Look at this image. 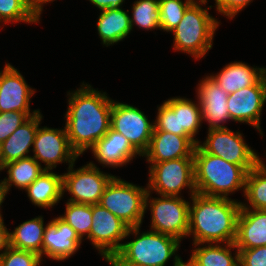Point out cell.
<instances>
[{
	"label": "cell",
	"instance_id": "obj_16",
	"mask_svg": "<svg viewBox=\"0 0 266 266\" xmlns=\"http://www.w3.org/2000/svg\"><path fill=\"white\" fill-rule=\"evenodd\" d=\"M35 89H32L21 73L10 63L5 64L0 71V112L20 111L32 117L40 112H30L31 97Z\"/></svg>",
	"mask_w": 266,
	"mask_h": 266
},
{
	"label": "cell",
	"instance_id": "obj_5",
	"mask_svg": "<svg viewBox=\"0 0 266 266\" xmlns=\"http://www.w3.org/2000/svg\"><path fill=\"white\" fill-rule=\"evenodd\" d=\"M140 227L128 229L126 238L133 234L136 239L123 243L117 252L124 260L143 266H165L174 256L173 266H180L183 263L182 258L176 254L181 241L152 230L140 234Z\"/></svg>",
	"mask_w": 266,
	"mask_h": 266
},
{
	"label": "cell",
	"instance_id": "obj_36",
	"mask_svg": "<svg viewBox=\"0 0 266 266\" xmlns=\"http://www.w3.org/2000/svg\"><path fill=\"white\" fill-rule=\"evenodd\" d=\"M238 250L239 266H266V246Z\"/></svg>",
	"mask_w": 266,
	"mask_h": 266
},
{
	"label": "cell",
	"instance_id": "obj_26",
	"mask_svg": "<svg viewBox=\"0 0 266 266\" xmlns=\"http://www.w3.org/2000/svg\"><path fill=\"white\" fill-rule=\"evenodd\" d=\"M200 243L193 244L190 259L186 262L189 266H239V250L233 243H207L200 247ZM197 247V248H196ZM231 249H235V257Z\"/></svg>",
	"mask_w": 266,
	"mask_h": 266
},
{
	"label": "cell",
	"instance_id": "obj_2",
	"mask_svg": "<svg viewBox=\"0 0 266 266\" xmlns=\"http://www.w3.org/2000/svg\"><path fill=\"white\" fill-rule=\"evenodd\" d=\"M190 197L192 203L189 207L187 236H193V244L233 243L241 202L199 193Z\"/></svg>",
	"mask_w": 266,
	"mask_h": 266
},
{
	"label": "cell",
	"instance_id": "obj_40",
	"mask_svg": "<svg viewBox=\"0 0 266 266\" xmlns=\"http://www.w3.org/2000/svg\"><path fill=\"white\" fill-rule=\"evenodd\" d=\"M105 261L111 266H143L124 260L118 253L108 256Z\"/></svg>",
	"mask_w": 266,
	"mask_h": 266
},
{
	"label": "cell",
	"instance_id": "obj_33",
	"mask_svg": "<svg viewBox=\"0 0 266 266\" xmlns=\"http://www.w3.org/2000/svg\"><path fill=\"white\" fill-rule=\"evenodd\" d=\"M195 0H159L160 30L171 32Z\"/></svg>",
	"mask_w": 266,
	"mask_h": 266
},
{
	"label": "cell",
	"instance_id": "obj_19",
	"mask_svg": "<svg viewBox=\"0 0 266 266\" xmlns=\"http://www.w3.org/2000/svg\"><path fill=\"white\" fill-rule=\"evenodd\" d=\"M81 243L75 230L60 217H55L47 223L44 230L43 255L64 261L78 251Z\"/></svg>",
	"mask_w": 266,
	"mask_h": 266
},
{
	"label": "cell",
	"instance_id": "obj_13",
	"mask_svg": "<svg viewBox=\"0 0 266 266\" xmlns=\"http://www.w3.org/2000/svg\"><path fill=\"white\" fill-rule=\"evenodd\" d=\"M92 226L88 238L94 248L106 259L117 253L129 229V226L100 204L92 205Z\"/></svg>",
	"mask_w": 266,
	"mask_h": 266
},
{
	"label": "cell",
	"instance_id": "obj_31",
	"mask_svg": "<svg viewBox=\"0 0 266 266\" xmlns=\"http://www.w3.org/2000/svg\"><path fill=\"white\" fill-rule=\"evenodd\" d=\"M68 223L81 240L89 237L92 226V205L79 204L67 201L64 215L59 216Z\"/></svg>",
	"mask_w": 266,
	"mask_h": 266
},
{
	"label": "cell",
	"instance_id": "obj_21",
	"mask_svg": "<svg viewBox=\"0 0 266 266\" xmlns=\"http://www.w3.org/2000/svg\"><path fill=\"white\" fill-rule=\"evenodd\" d=\"M234 244L237 249L266 246V210L240 208Z\"/></svg>",
	"mask_w": 266,
	"mask_h": 266
},
{
	"label": "cell",
	"instance_id": "obj_35",
	"mask_svg": "<svg viewBox=\"0 0 266 266\" xmlns=\"http://www.w3.org/2000/svg\"><path fill=\"white\" fill-rule=\"evenodd\" d=\"M30 117L20 111L0 112V144Z\"/></svg>",
	"mask_w": 266,
	"mask_h": 266
},
{
	"label": "cell",
	"instance_id": "obj_23",
	"mask_svg": "<svg viewBox=\"0 0 266 266\" xmlns=\"http://www.w3.org/2000/svg\"><path fill=\"white\" fill-rule=\"evenodd\" d=\"M266 74V68L251 67L242 62H231L210 77L228 94L255 85Z\"/></svg>",
	"mask_w": 266,
	"mask_h": 266
},
{
	"label": "cell",
	"instance_id": "obj_3",
	"mask_svg": "<svg viewBox=\"0 0 266 266\" xmlns=\"http://www.w3.org/2000/svg\"><path fill=\"white\" fill-rule=\"evenodd\" d=\"M193 161L196 193L229 198L235 191L243 189L244 192L247 171L242 166L208 154L198 144Z\"/></svg>",
	"mask_w": 266,
	"mask_h": 266
},
{
	"label": "cell",
	"instance_id": "obj_41",
	"mask_svg": "<svg viewBox=\"0 0 266 266\" xmlns=\"http://www.w3.org/2000/svg\"><path fill=\"white\" fill-rule=\"evenodd\" d=\"M53 1L55 0H31V6H32L33 13L39 20H40V15L43 10V5L53 2Z\"/></svg>",
	"mask_w": 266,
	"mask_h": 266
},
{
	"label": "cell",
	"instance_id": "obj_20",
	"mask_svg": "<svg viewBox=\"0 0 266 266\" xmlns=\"http://www.w3.org/2000/svg\"><path fill=\"white\" fill-rule=\"evenodd\" d=\"M90 150L98 163L109 168L124 166L133 157L142 156L126 137L111 128Z\"/></svg>",
	"mask_w": 266,
	"mask_h": 266
},
{
	"label": "cell",
	"instance_id": "obj_6",
	"mask_svg": "<svg viewBox=\"0 0 266 266\" xmlns=\"http://www.w3.org/2000/svg\"><path fill=\"white\" fill-rule=\"evenodd\" d=\"M148 189L114 176L106 186L99 204L129 227L141 226Z\"/></svg>",
	"mask_w": 266,
	"mask_h": 266
},
{
	"label": "cell",
	"instance_id": "obj_14",
	"mask_svg": "<svg viewBox=\"0 0 266 266\" xmlns=\"http://www.w3.org/2000/svg\"><path fill=\"white\" fill-rule=\"evenodd\" d=\"M32 151V157L40 165L44 163L45 170H53L64 162L70 166L79 156L70 145L65 126L64 129L38 126Z\"/></svg>",
	"mask_w": 266,
	"mask_h": 266
},
{
	"label": "cell",
	"instance_id": "obj_22",
	"mask_svg": "<svg viewBox=\"0 0 266 266\" xmlns=\"http://www.w3.org/2000/svg\"><path fill=\"white\" fill-rule=\"evenodd\" d=\"M41 112L30 117L0 144V166L8 162L29 157L38 126L42 120Z\"/></svg>",
	"mask_w": 266,
	"mask_h": 266
},
{
	"label": "cell",
	"instance_id": "obj_43",
	"mask_svg": "<svg viewBox=\"0 0 266 266\" xmlns=\"http://www.w3.org/2000/svg\"><path fill=\"white\" fill-rule=\"evenodd\" d=\"M180 266H189L187 263L183 262Z\"/></svg>",
	"mask_w": 266,
	"mask_h": 266
},
{
	"label": "cell",
	"instance_id": "obj_11",
	"mask_svg": "<svg viewBox=\"0 0 266 266\" xmlns=\"http://www.w3.org/2000/svg\"><path fill=\"white\" fill-rule=\"evenodd\" d=\"M206 140L198 145L208 154L218 156L227 162L242 166L247 172L261 160L259 155L245 143L239 131L208 129Z\"/></svg>",
	"mask_w": 266,
	"mask_h": 266
},
{
	"label": "cell",
	"instance_id": "obj_1",
	"mask_svg": "<svg viewBox=\"0 0 266 266\" xmlns=\"http://www.w3.org/2000/svg\"><path fill=\"white\" fill-rule=\"evenodd\" d=\"M81 87L68 92L65 128L73 150L81 156L106 135L111 124L113 100L106 92L82 82Z\"/></svg>",
	"mask_w": 266,
	"mask_h": 266
},
{
	"label": "cell",
	"instance_id": "obj_12",
	"mask_svg": "<svg viewBox=\"0 0 266 266\" xmlns=\"http://www.w3.org/2000/svg\"><path fill=\"white\" fill-rule=\"evenodd\" d=\"M110 128L126 137L130 144L143 155L149 146L154 122L150 123L139 108L113 100Z\"/></svg>",
	"mask_w": 266,
	"mask_h": 266
},
{
	"label": "cell",
	"instance_id": "obj_8",
	"mask_svg": "<svg viewBox=\"0 0 266 266\" xmlns=\"http://www.w3.org/2000/svg\"><path fill=\"white\" fill-rule=\"evenodd\" d=\"M198 103L182 97H172L158 107L154 122V130H161L175 135H189L197 144L196 139L202 121V112ZM195 137V138H194Z\"/></svg>",
	"mask_w": 266,
	"mask_h": 266
},
{
	"label": "cell",
	"instance_id": "obj_32",
	"mask_svg": "<svg viewBox=\"0 0 266 266\" xmlns=\"http://www.w3.org/2000/svg\"><path fill=\"white\" fill-rule=\"evenodd\" d=\"M38 23L31 0H0V23ZM2 28V27H0Z\"/></svg>",
	"mask_w": 266,
	"mask_h": 266
},
{
	"label": "cell",
	"instance_id": "obj_28",
	"mask_svg": "<svg viewBox=\"0 0 266 266\" xmlns=\"http://www.w3.org/2000/svg\"><path fill=\"white\" fill-rule=\"evenodd\" d=\"M7 169V176L1 183L7 191L14 185L19 189H26L45 170L32 156L8 162L2 166Z\"/></svg>",
	"mask_w": 266,
	"mask_h": 266
},
{
	"label": "cell",
	"instance_id": "obj_17",
	"mask_svg": "<svg viewBox=\"0 0 266 266\" xmlns=\"http://www.w3.org/2000/svg\"><path fill=\"white\" fill-rule=\"evenodd\" d=\"M196 89L197 99L200 102L202 112V120L208 121V129H226L227 126L223 124L231 120L227 107L229 94L210 76L204 77Z\"/></svg>",
	"mask_w": 266,
	"mask_h": 266
},
{
	"label": "cell",
	"instance_id": "obj_38",
	"mask_svg": "<svg viewBox=\"0 0 266 266\" xmlns=\"http://www.w3.org/2000/svg\"><path fill=\"white\" fill-rule=\"evenodd\" d=\"M100 11L107 9H120L125 0H89Z\"/></svg>",
	"mask_w": 266,
	"mask_h": 266
},
{
	"label": "cell",
	"instance_id": "obj_30",
	"mask_svg": "<svg viewBox=\"0 0 266 266\" xmlns=\"http://www.w3.org/2000/svg\"><path fill=\"white\" fill-rule=\"evenodd\" d=\"M130 16L132 29L134 24L141 29H160L159 0H137L132 6Z\"/></svg>",
	"mask_w": 266,
	"mask_h": 266
},
{
	"label": "cell",
	"instance_id": "obj_34",
	"mask_svg": "<svg viewBox=\"0 0 266 266\" xmlns=\"http://www.w3.org/2000/svg\"><path fill=\"white\" fill-rule=\"evenodd\" d=\"M42 258L31 251L18 250L10 247L1 257V266H39Z\"/></svg>",
	"mask_w": 266,
	"mask_h": 266
},
{
	"label": "cell",
	"instance_id": "obj_9",
	"mask_svg": "<svg viewBox=\"0 0 266 266\" xmlns=\"http://www.w3.org/2000/svg\"><path fill=\"white\" fill-rule=\"evenodd\" d=\"M147 192L145 210H151V230L177 238L188 235L190 202L181 196L152 198ZM150 199V200H149ZM149 205V206H148Z\"/></svg>",
	"mask_w": 266,
	"mask_h": 266
},
{
	"label": "cell",
	"instance_id": "obj_39",
	"mask_svg": "<svg viewBox=\"0 0 266 266\" xmlns=\"http://www.w3.org/2000/svg\"><path fill=\"white\" fill-rule=\"evenodd\" d=\"M10 248V231L0 222V257Z\"/></svg>",
	"mask_w": 266,
	"mask_h": 266
},
{
	"label": "cell",
	"instance_id": "obj_24",
	"mask_svg": "<svg viewBox=\"0 0 266 266\" xmlns=\"http://www.w3.org/2000/svg\"><path fill=\"white\" fill-rule=\"evenodd\" d=\"M30 201L38 207L52 208L63 197L62 175L44 170L26 189Z\"/></svg>",
	"mask_w": 266,
	"mask_h": 266
},
{
	"label": "cell",
	"instance_id": "obj_37",
	"mask_svg": "<svg viewBox=\"0 0 266 266\" xmlns=\"http://www.w3.org/2000/svg\"><path fill=\"white\" fill-rule=\"evenodd\" d=\"M215 8L219 14L225 15L228 19H232L243 8L250 5L253 0H214Z\"/></svg>",
	"mask_w": 266,
	"mask_h": 266
},
{
	"label": "cell",
	"instance_id": "obj_42",
	"mask_svg": "<svg viewBox=\"0 0 266 266\" xmlns=\"http://www.w3.org/2000/svg\"><path fill=\"white\" fill-rule=\"evenodd\" d=\"M8 194V191L6 190V188L3 186V184L0 182V211H1V205L4 202V199L6 197V195ZM4 221L2 214L0 212V222Z\"/></svg>",
	"mask_w": 266,
	"mask_h": 266
},
{
	"label": "cell",
	"instance_id": "obj_4",
	"mask_svg": "<svg viewBox=\"0 0 266 266\" xmlns=\"http://www.w3.org/2000/svg\"><path fill=\"white\" fill-rule=\"evenodd\" d=\"M207 2L208 0H195L171 31L174 35L173 49L188 53L196 60L203 58L212 49L214 34L219 26L217 19L208 12L212 6L202 7Z\"/></svg>",
	"mask_w": 266,
	"mask_h": 266
},
{
	"label": "cell",
	"instance_id": "obj_29",
	"mask_svg": "<svg viewBox=\"0 0 266 266\" xmlns=\"http://www.w3.org/2000/svg\"><path fill=\"white\" fill-rule=\"evenodd\" d=\"M243 194L249 205L241 202V207L266 210V165L262 160L247 172Z\"/></svg>",
	"mask_w": 266,
	"mask_h": 266
},
{
	"label": "cell",
	"instance_id": "obj_18",
	"mask_svg": "<svg viewBox=\"0 0 266 266\" xmlns=\"http://www.w3.org/2000/svg\"><path fill=\"white\" fill-rule=\"evenodd\" d=\"M197 143L189 135H175L154 130L147 150L142 157L148 163H160L183 157H193Z\"/></svg>",
	"mask_w": 266,
	"mask_h": 266
},
{
	"label": "cell",
	"instance_id": "obj_7",
	"mask_svg": "<svg viewBox=\"0 0 266 266\" xmlns=\"http://www.w3.org/2000/svg\"><path fill=\"white\" fill-rule=\"evenodd\" d=\"M148 192L160 196H181V190L188 187L190 195L196 193L193 157H183L160 163H150Z\"/></svg>",
	"mask_w": 266,
	"mask_h": 266
},
{
	"label": "cell",
	"instance_id": "obj_15",
	"mask_svg": "<svg viewBox=\"0 0 266 266\" xmlns=\"http://www.w3.org/2000/svg\"><path fill=\"white\" fill-rule=\"evenodd\" d=\"M266 103V74L252 86H248L228 95L227 107L230 119L234 122L247 123L254 126L260 135V116Z\"/></svg>",
	"mask_w": 266,
	"mask_h": 266
},
{
	"label": "cell",
	"instance_id": "obj_10",
	"mask_svg": "<svg viewBox=\"0 0 266 266\" xmlns=\"http://www.w3.org/2000/svg\"><path fill=\"white\" fill-rule=\"evenodd\" d=\"M75 163L62 174V191L69 192V202L94 205L99 204L104 190L114 175L100 171L93 162L74 170Z\"/></svg>",
	"mask_w": 266,
	"mask_h": 266
},
{
	"label": "cell",
	"instance_id": "obj_25",
	"mask_svg": "<svg viewBox=\"0 0 266 266\" xmlns=\"http://www.w3.org/2000/svg\"><path fill=\"white\" fill-rule=\"evenodd\" d=\"M129 10L107 9L101 11L97 31L106 47L123 41L132 31Z\"/></svg>",
	"mask_w": 266,
	"mask_h": 266
},
{
	"label": "cell",
	"instance_id": "obj_27",
	"mask_svg": "<svg viewBox=\"0 0 266 266\" xmlns=\"http://www.w3.org/2000/svg\"><path fill=\"white\" fill-rule=\"evenodd\" d=\"M42 216L27 220L10 232V247L31 251L43 257L44 226Z\"/></svg>",
	"mask_w": 266,
	"mask_h": 266
}]
</instances>
